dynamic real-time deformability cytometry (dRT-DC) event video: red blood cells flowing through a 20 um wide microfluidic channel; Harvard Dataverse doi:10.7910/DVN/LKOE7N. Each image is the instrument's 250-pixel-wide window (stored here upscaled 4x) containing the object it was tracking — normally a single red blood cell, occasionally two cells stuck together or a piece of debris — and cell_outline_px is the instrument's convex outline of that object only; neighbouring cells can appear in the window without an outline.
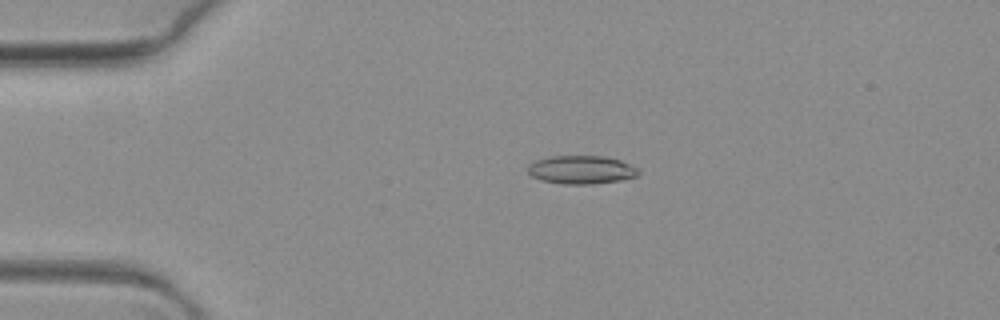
{"species": "common noctule bat (a hibernating species)", "species_latin": "Nyctalus noctula", "temperature_condition": "warm", "stored_images_in_passage": 4, "camera_frame_rate_fps": 3000, "um_per_image_px": 0.085, "animal": {"sex": "female", "body_mass_g": 19.3, "forearm_length_mm": 54.1}, "frame": {"image": 1, "passage_image": 2, "time_ms": 0.333, "image_size_px": [1000, 320], "cell_outline_px": [[640, 172], [636, 176], [620, 180], [592, 184], [564, 184], [540, 180], [532, 176], [528, 172], [528, 164], [536, 160], [548, 156], [604, 156], [620, 160], [640, 168]], "centroid_in_image_um": [49.41, 14.42], "position_along_channel_um": 35.6, "area_um2": 18.38}}